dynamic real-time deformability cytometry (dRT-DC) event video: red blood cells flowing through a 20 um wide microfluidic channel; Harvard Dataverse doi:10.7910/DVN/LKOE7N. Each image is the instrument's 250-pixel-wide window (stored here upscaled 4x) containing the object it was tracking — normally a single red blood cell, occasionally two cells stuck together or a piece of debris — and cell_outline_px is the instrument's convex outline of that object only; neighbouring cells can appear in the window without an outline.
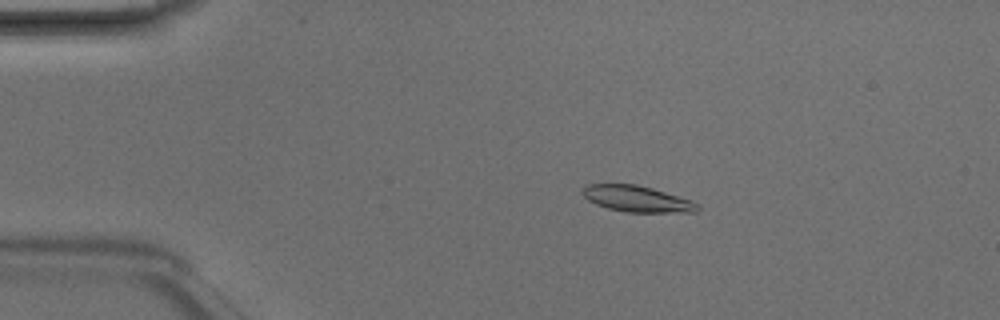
{"species": "Egyptian fruit bat (a non-hibernating species)", "species_latin": "Rousettus aegyptiacus", "temperature_condition": "room temperature", "stored_images_in_passage": 6, "camera_frame_rate_fps": 3000, "um_per_image_px": 0.085, "animal": {"sex": "male"}, "frame": {"image": 1, "passage_image": 3, "time_ms": 0.667, "image_size_px": [1000, 320], "cell_outline_px": [[700, 208], [696, 212], [624, 212], [608, 208], [596, 204], [588, 200], [580, 192], [584, 184], [636, 184], [652, 188], [692, 200]], "centroid_in_image_um": [54.11, 16.89], "position_along_channel_um": 30.9, "area_um2": 17.57}}
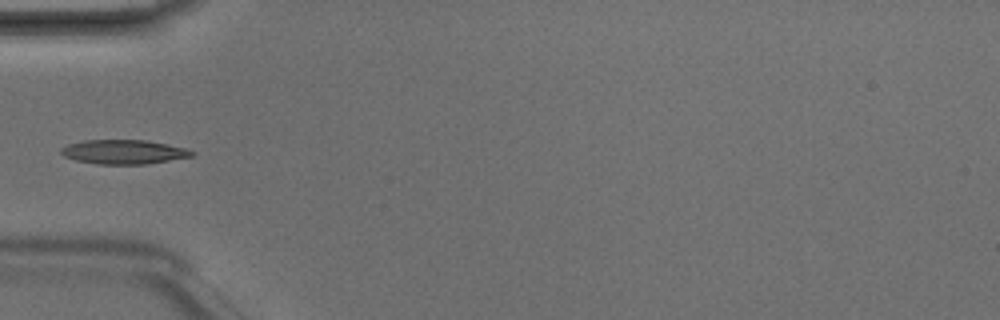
{"frame": {"image": 2, "passage_image": 5, "time_ms": 1.333, "image_size_px": [1000, 320], "cell_outline_px": [[196, 152], [192, 156], [148, 164], [96, 164], [76, 160], [64, 156], [60, 152], [60, 148], [68, 144], [84, 140], [148, 140], [168, 144], [184, 148]], "centroid_in_image_um": [10.5, 12.91], "position_along_channel_um": 74.5, "area_um2": 18.5}}